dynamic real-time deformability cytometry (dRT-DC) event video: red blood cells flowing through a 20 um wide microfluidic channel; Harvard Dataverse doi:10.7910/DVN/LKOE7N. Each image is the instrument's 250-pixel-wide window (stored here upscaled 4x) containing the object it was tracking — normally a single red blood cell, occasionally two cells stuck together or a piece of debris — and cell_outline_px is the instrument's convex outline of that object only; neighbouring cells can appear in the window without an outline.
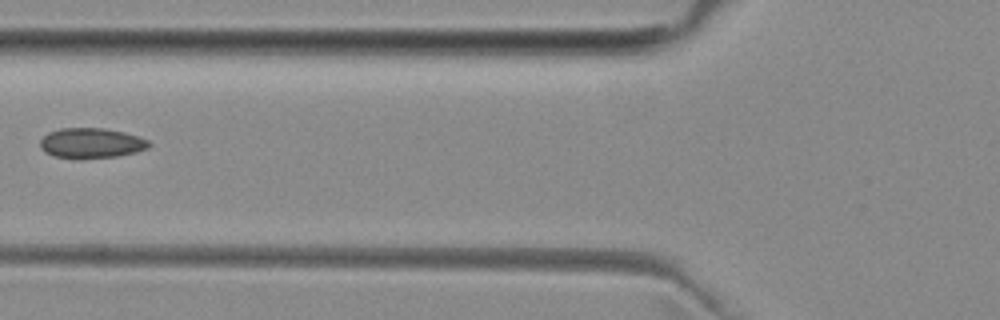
{"species": "common noctule bat (a hibernating species)", "species_latin": "Nyctalus noctula", "temperature_condition": "room temperature", "stored_images_in_passage": 5, "camera_frame_rate_fps": 3000, "um_per_image_px": 0.085, "animal": {"sex": "female", "body_mass_g": 29.2, "forearm_length_mm": 56.3}, "frame": {"image": 1, "passage_image": 5, "time_ms": 4.667, "image_size_px": [1000, 320], "cell_outline_px": [[152, 144], [148, 148], [136, 152], [116, 156], [80, 160], [76, 160], [52, 156], [44, 152], [40, 148], [40, 140], [48, 132], [60, 128], [104, 128], [124, 132], [140, 136], [148, 140]], "centroid_in_image_um": [7.74, 12.18], "position_along_channel_um": 118.1, "area_um2": 19.65}}